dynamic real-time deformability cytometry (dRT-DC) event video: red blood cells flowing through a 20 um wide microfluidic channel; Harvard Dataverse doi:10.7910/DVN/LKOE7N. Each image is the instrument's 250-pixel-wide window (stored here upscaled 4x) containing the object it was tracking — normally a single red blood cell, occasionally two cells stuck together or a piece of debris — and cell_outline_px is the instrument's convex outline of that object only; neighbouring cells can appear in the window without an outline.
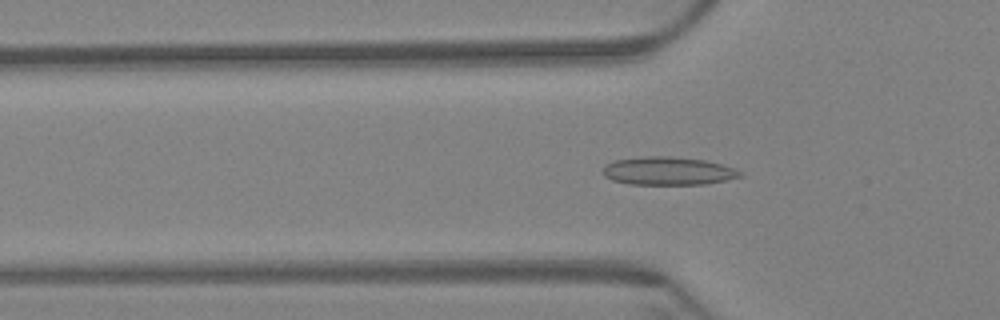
{"species": "Egyptian fruit bat (a non-hibernating species)", "species_latin": "Rousettus aegyptiacus", "temperature_condition": "warm", "stored_images_in_passage": 61, "camera_frame_rate_fps": 3000, "um_per_image_px": 0.085, "animal": {"sex": "female"}, "frame": {"image": 1, "passage_image": 20, "time_ms": 6.333, "image_size_px": [1000, 320], "cell_outline_px": [[744, 176], [704, 184], [628, 184], [612, 180], [604, 176], [604, 164], [616, 160], [644, 156], [672, 156], [704, 160], [720, 164], [732, 168], [740, 172]], "centroid_in_image_um": [56.74, 14.53], "position_along_channel_um": 69.1, "area_um2": 22.31}}
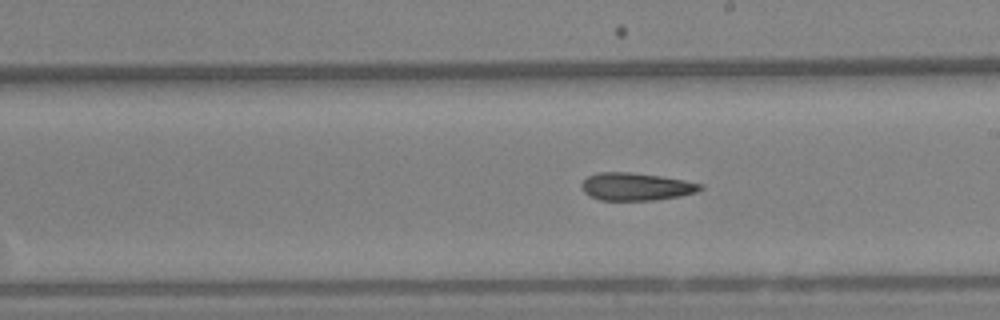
{"frame": {"image": 2, "passage_image": 35, "time_ms": 11.333, "image_size_px": [1000, 320], "cell_outline_px": [[704, 188], [696, 192], [680, 196], [656, 200], [600, 200], [588, 196], [584, 192], [580, 184], [588, 176], [600, 172], [628, 172], [660, 176], [684, 180], [704, 184]], "centroid_in_image_um": [54.07, 15.87], "position_along_channel_um": 234.9, "area_um2": 19.19}}
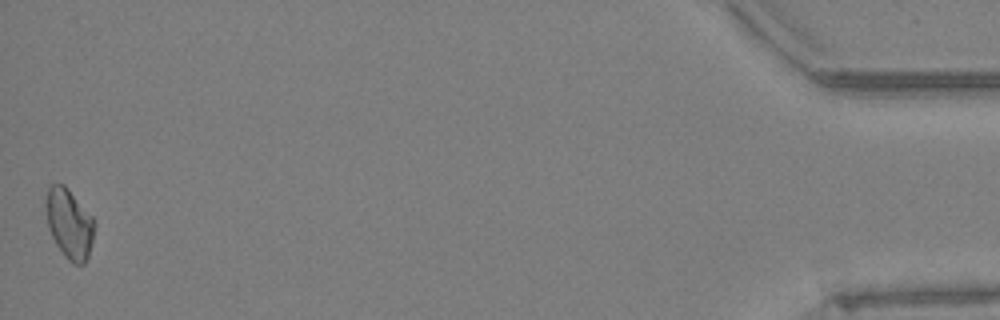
{"frame": {"image": 3, "passage_image": 61, "time_ms": 20.0, "image_size_px": [1000, 320], "cell_outline_px": [[92, 240], [88, 256], [84, 264], [72, 264], [64, 256], [56, 244], [48, 228], [44, 204], [48, 188], [52, 184], [64, 184], [68, 188], [92, 216]], "centroid_in_image_um": [5.84, 19.0], "position_along_channel_um": 429.4, "area_um2": 19.54}}